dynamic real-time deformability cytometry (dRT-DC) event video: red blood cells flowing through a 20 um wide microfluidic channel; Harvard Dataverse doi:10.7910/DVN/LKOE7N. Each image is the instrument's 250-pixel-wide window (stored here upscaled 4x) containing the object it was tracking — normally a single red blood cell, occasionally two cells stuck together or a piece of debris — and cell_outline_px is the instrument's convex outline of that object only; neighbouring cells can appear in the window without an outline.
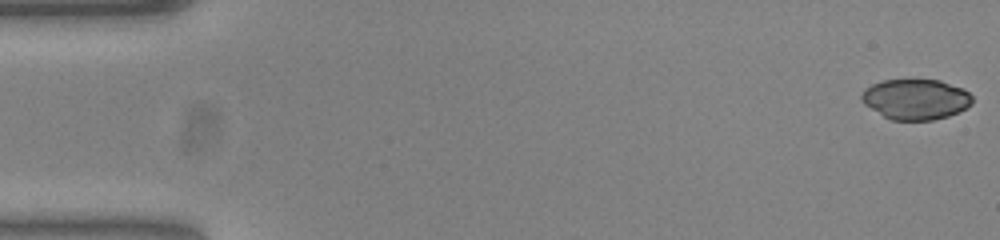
{"species": "common noctule bat (a hibernating species)", "species_latin": "Nyctalus noctula", "temperature_condition": "warm", "stored_images_in_passage": 53, "camera_frame_rate_fps": 3000, "um_per_image_px": 0.085, "animal": {"sex": "female", "body_mass_g": 23.0, "forearm_length_mm": 53.4}, "frame": {"image": 1, "passage_image": 1, "time_ms": 0.0, "image_size_px": [1000, 240], "cell_outline_px": [[972, 104], [948, 116], [932, 120], [892, 120], [884, 116], [864, 104], [860, 100], [860, 96], [864, 88], [872, 84], [884, 80], [940, 80], [964, 88], [972, 96]], "centroid_in_image_um": [77.82, 8.43], "position_along_channel_um": 7.2, "area_um2": 26.07}}
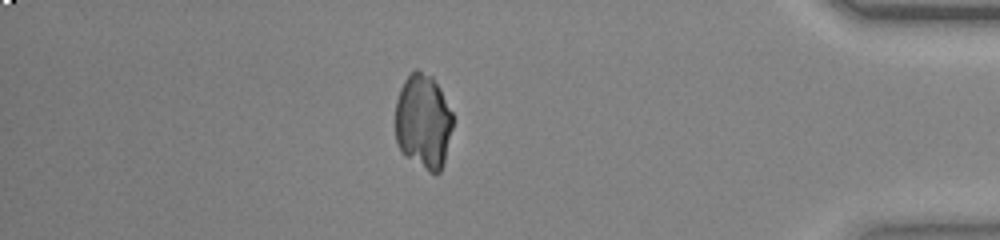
{"frame": {"image": 2, "passage_image": 46, "time_ms": 15.0, "image_size_px": [1000, 240], "cell_outline_px": [[452, 128], [444, 164], [440, 172], [436, 176], [428, 172], [404, 156], [400, 152], [396, 140], [396, 100], [400, 88], [404, 80], [416, 68], [432, 76], [440, 88], [452, 112]], "centroid_in_image_um": [35.97, 10.37], "position_along_channel_um": 399.2, "area_um2": 32.19}}
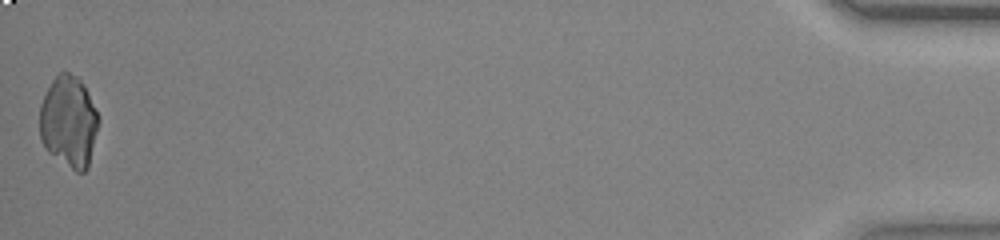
{"frame": {"image": 3, "passage_image": 53, "time_ms": 17.333, "image_size_px": [1000, 240], "cell_outline_px": [[100, 120], [88, 168], [84, 172], [76, 172], [48, 152], [44, 148], [40, 140], [40, 104], [52, 80], [60, 72], [68, 72], [76, 76], [84, 84]], "centroid_in_image_um": [5.84, 10.36], "position_along_channel_um": 429.4, "area_um2": 31.39}}